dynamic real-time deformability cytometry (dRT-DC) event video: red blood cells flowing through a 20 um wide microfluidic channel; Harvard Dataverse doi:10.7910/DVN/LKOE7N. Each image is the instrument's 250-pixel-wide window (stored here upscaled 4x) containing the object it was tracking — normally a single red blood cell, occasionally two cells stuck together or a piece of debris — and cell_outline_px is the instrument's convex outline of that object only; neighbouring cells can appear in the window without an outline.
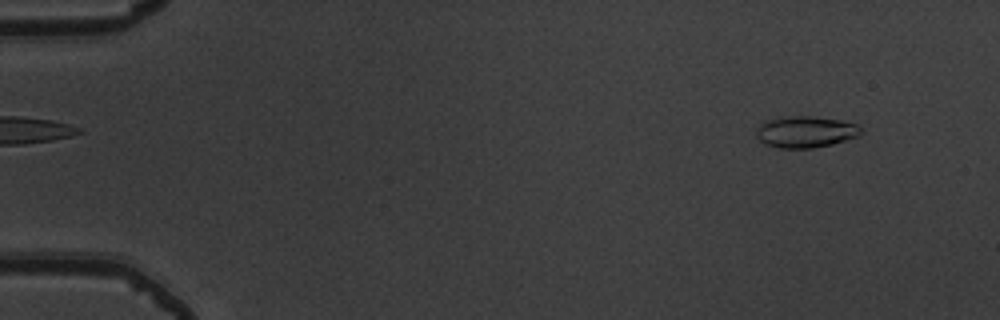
{"species": "common noctule bat (a hibernating species)", "species_latin": "Nyctalus noctula", "temperature_condition": "warm", "stored_images_in_passage": 16, "camera_frame_rate_fps": 3000, "um_per_image_px": 0.085, "animal": {"sex": "male", "body_mass_g": 19.5, "forearm_length_mm": 54.6}, "frame": {"image": 1, "passage_image": 5, "time_ms": 1.333, "image_size_px": [1000, 320], "cell_outline_px": [[864, 132], [860, 136], [832, 144], [812, 148], [780, 148], [764, 144], [756, 136], [756, 128], [764, 120], [784, 116], [812, 116], [840, 120], [860, 124], [864, 128]], "centroid_in_image_um": [68.51, 11.2], "position_along_channel_um": 16.5, "area_um2": 19.65}}